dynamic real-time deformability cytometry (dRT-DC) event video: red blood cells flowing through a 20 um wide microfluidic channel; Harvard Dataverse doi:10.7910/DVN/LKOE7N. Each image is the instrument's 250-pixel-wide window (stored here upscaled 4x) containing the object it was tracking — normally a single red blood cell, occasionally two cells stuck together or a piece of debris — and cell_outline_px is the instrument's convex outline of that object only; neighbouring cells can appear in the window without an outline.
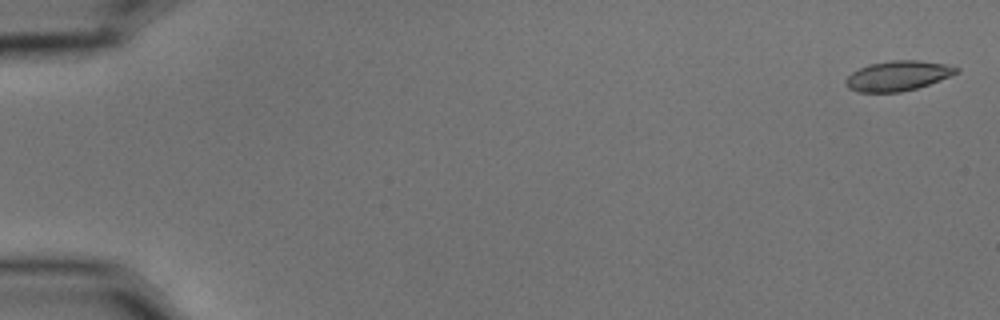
{"species": "common noctule bat (a hibernating species)", "species_latin": "Nyctalus noctula", "temperature_condition": "cold", "stored_images_in_passage": 15, "camera_frame_rate_fps": 3000, "um_per_image_px": 0.085, "animal": {"sex": "male", "body_mass_g": 15.6}, "frame": {"image": 1, "passage_image": 1, "time_ms": 0.0, "image_size_px": [1000, 320], "cell_outline_px": [[960, 72], [940, 80], [916, 88], [900, 92], [860, 92], [848, 88], [844, 80], [852, 72], [868, 64], [892, 60], [916, 60], [944, 64], [960, 68]], "centroid_in_image_um": [76.31, 6.44], "position_along_channel_um": 8.7, "area_um2": 19.19}}
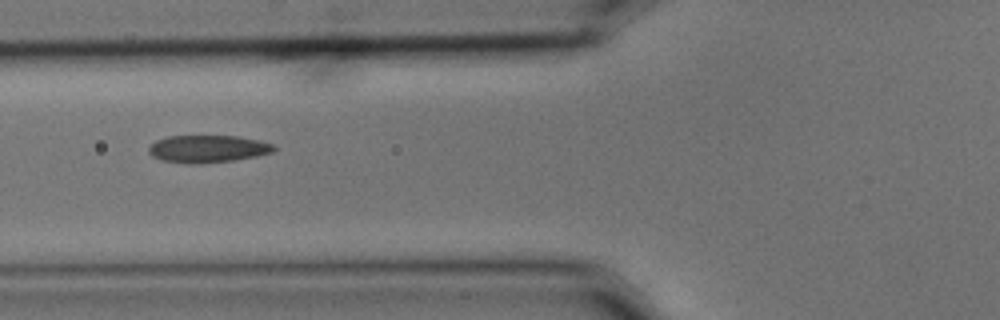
{"frame": {"image": 2, "passage_image": 6, "time_ms": 1.667, "image_size_px": [1000, 320], "cell_outline_px": [[276, 148], [272, 152], [256, 156], [236, 160], [200, 164], [188, 164], [160, 160], [152, 156], [148, 152], [148, 148], [156, 140], [168, 136], [240, 136], [260, 140], [272, 144]], "centroid_in_image_um": [17.64, 12.66], "position_along_channel_um": 108.2, "area_um2": 20.17}}
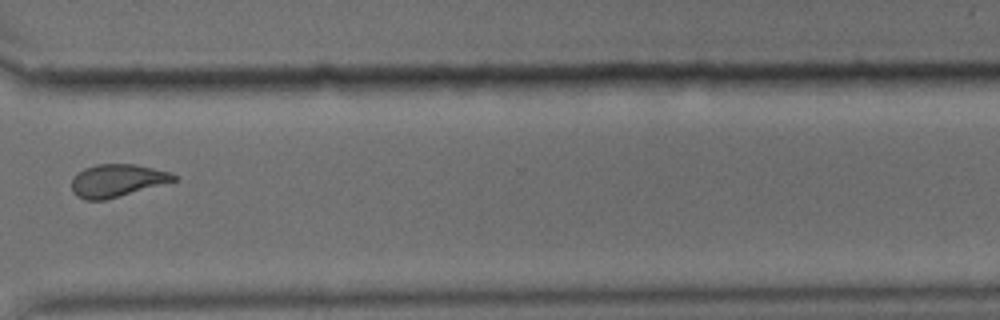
{"frame": {"image": 3, "passage_image": 12, "time_ms": 3.667, "image_size_px": [1000, 320], "cell_outline_px": [[176, 180], [104, 200], [84, 200], [76, 196], [72, 192], [72, 176], [76, 172], [84, 168], [96, 164], [136, 164], [172, 172], [176, 176]], "centroid_in_image_um": [9.89, 15.33], "position_along_channel_um": 360.7, "area_um2": 19.42}}